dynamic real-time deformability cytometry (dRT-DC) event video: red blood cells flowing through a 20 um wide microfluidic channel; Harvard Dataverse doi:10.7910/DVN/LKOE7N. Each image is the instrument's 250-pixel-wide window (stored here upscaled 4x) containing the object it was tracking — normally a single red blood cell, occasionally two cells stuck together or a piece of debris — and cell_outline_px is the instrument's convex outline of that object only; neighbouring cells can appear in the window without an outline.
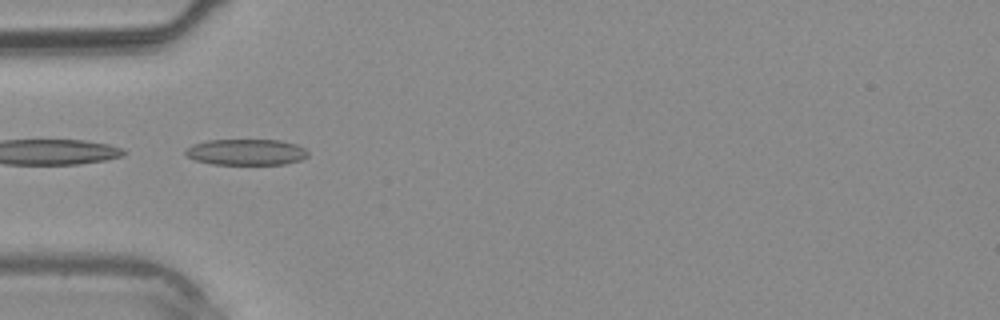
{"species": "common noctule bat (a hibernating species)", "species_latin": "Nyctalus noctula", "temperature_condition": "warm", "stored_images_in_passage": 11, "camera_frame_rate_fps": 3000, "um_per_image_px": 0.085, "animal": {"sex": "male", "body_mass_g": 20.4}, "frame": {"image": 1, "passage_image": 1, "time_ms": 0.0, "image_size_px": [1000, 320], "cell_outline_px": [[308, 156], [300, 160], [284, 164], [212, 164], [196, 160], [188, 156], [184, 152], [192, 144], [208, 140], [280, 140], [296, 144], [304, 148], [308, 152]], "centroid_in_image_um": [20.94, 12.92], "position_along_channel_um": 64.1, "area_um2": 18.5}}